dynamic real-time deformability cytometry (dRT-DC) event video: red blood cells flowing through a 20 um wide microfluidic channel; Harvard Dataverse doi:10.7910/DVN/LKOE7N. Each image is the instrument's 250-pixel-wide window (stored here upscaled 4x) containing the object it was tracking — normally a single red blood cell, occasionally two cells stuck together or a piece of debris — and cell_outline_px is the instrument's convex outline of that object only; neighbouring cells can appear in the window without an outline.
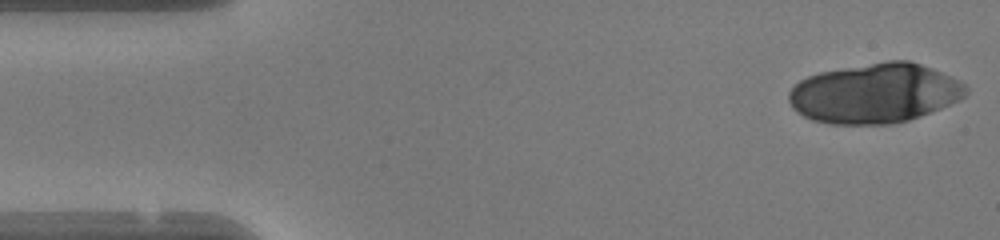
{"species": "human", "species_latin": "Homo sapiens", "temperature_condition": "warm", "stored_images_in_passage": 15, "camera_frame_rate_fps": 3000, "um_per_image_px": 0.085, "donor": {"sex": "female"}, "frame": {"image": 1, "passage_image": 1, "time_ms": 0.0, "image_size_px": [1000, 240], "cell_outline_px": [[968, 92], [960, 100], [920, 116], [908, 120], [888, 124], [828, 124], [812, 120], [796, 112], [792, 108], [788, 100], [788, 92], [800, 80], [808, 76], [820, 72], [888, 60], [908, 60], [932, 68], [960, 80], [968, 88]], "centroid_in_image_um": [74.36, 7.93], "position_along_channel_um": 10.6, "area_um2": 61.67}}
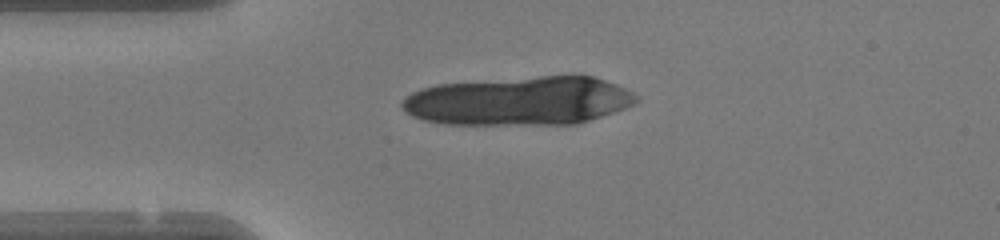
{"frame": {"image": 2, "passage_image": 10, "time_ms": 3.0, "image_size_px": [1000, 240], "cell_outline_px": [[640, 100], [624, 108], [576, 124], [444, 124], [424, 120], [412, 116], [404, 112], [400, 108], [400, 104], [404, 96], [420, 88], [436, 84], [540, 76], [592, 76], [616, 84], [632, 92]], "centroid_in_image_um": [44.05, 8.58], "position_along_channel_um": 40.9, "area_um2": 66.41}}